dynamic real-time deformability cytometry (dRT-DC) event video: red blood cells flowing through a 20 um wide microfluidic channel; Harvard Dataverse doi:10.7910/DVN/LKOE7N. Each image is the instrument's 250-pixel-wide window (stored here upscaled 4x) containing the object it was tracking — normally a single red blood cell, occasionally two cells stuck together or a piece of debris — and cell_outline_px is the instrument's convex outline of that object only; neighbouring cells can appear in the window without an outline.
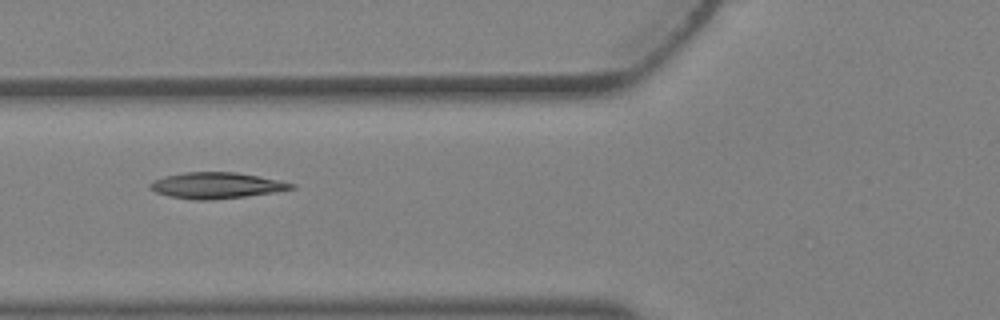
{"species": "Egyptian fruit bat (a non-hibernating species)", "species_latin": "Rousettus aegyptiacus", "temperature_condition": "warm", "stored_images_in_passage": 5, "camera_frame_rate_fps": 3000, "um_per_image_px": 0.085, "animal": {"sex": "female"}, "frame": {"image": 1, "passage_image": 5, "time_ms": 1.333, "image_size_px": [1000, 320], "cell_outline_px": [[296, 188], [276, 192], [244, 196], [208, 200], [192, 200], [168, 196], [156, 192], [148, 188], [148, 184], [152, 180], [164, 176], [184, 172], [236, 172], [260, 176], [296, 184]], "centroid_in_image_um": [18.36, 15.76], "position_along_channel_um": 107.4, "area_um2": 21.62}}